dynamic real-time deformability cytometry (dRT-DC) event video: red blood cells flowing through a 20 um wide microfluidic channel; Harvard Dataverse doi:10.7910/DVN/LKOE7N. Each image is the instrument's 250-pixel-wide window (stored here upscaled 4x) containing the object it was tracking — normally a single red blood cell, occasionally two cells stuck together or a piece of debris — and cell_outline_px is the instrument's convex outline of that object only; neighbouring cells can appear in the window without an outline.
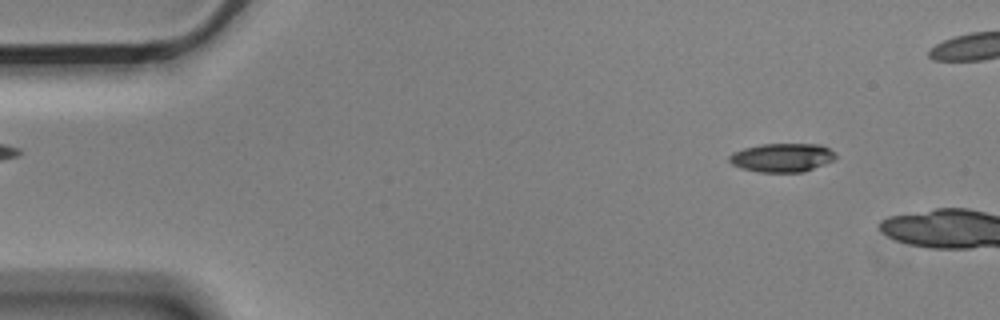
{"species": "Egyptian fruit bat (a non-hibernating species)", "species_latin": "Rousettus aegyptiacus", "temperature_condition": "cold", "stored_images_in_passage": 3, "camera_frame_rate_fps": 3000, "um_per_image_px": 0.085, "animal": {"sex": "male"}, "frame": {"image": 1, "passage_image": 2, "time_ms": 0.333, "image_size_px": [1000, 320], "cell_outline_px": [[836, 156], [832, 160], [824, 164], [804, 172], [760, 172], [740, 168], [732, 164], [728, 160], [728, 156], [732, 152], [744, 148], [760, 144], [820, 144], [836, 152]], "centroid_in_image_um": [66.45, 13.39], "position_along_channel_um": 18.5, "area_um2": 17.86}}